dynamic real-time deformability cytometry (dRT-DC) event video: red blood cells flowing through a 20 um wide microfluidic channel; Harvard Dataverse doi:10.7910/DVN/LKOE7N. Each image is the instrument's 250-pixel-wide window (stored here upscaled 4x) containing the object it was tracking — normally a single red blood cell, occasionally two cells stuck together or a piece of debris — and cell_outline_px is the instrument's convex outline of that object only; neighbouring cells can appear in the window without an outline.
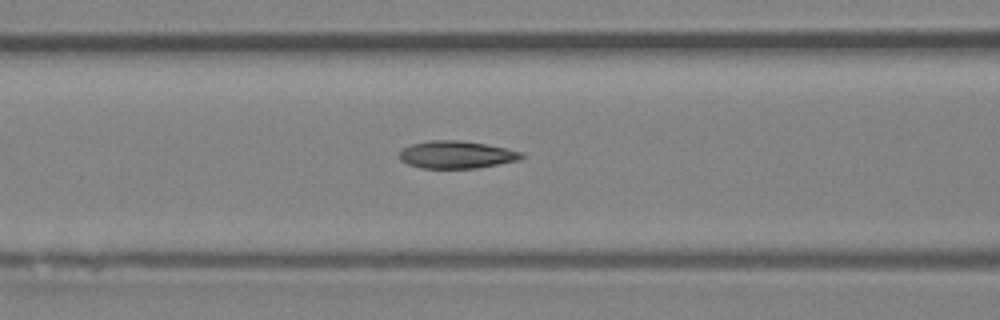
{"species": "Egyptian fruit bat (a non-hibernating species)", "species_latin": "Rousettus aegyptiacus", "temperature_condition": "room temperature", "stored_images_in_passage": 5, "segment_of_instrument_passage": [1, 2], "camera_frame_rate_fps": 3000, "um_per_image_px": 0.085, "animal": {"sex": "female"}, "frame": {"image": 1, "passage_image": 4, "time_ms": 4.333, "image_size_px": [1000, 320], "cell_outline_px": [[524, 156], [520, 160], [476, 168], [420, 168], [408, 164], [400, 160], [400, 152], [404, 148], [412, 144], [428, 140], [460, 140], [484, 144], [524, 152]], "centroid_in_image_um": [38.8, 13.15], "position_along_channel_um": 127.8, "area_um2": 19.48}}